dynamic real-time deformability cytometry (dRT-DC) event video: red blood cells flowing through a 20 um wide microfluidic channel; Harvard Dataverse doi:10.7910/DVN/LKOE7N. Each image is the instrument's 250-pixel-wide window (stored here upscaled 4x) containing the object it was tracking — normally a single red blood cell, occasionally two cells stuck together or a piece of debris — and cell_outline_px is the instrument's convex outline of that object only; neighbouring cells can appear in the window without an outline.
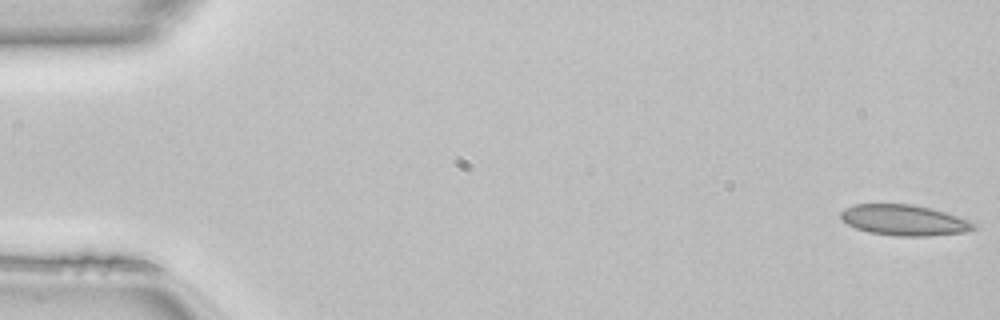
{"species": "common noctule bat (a hibernating species)", "species_latin": "Nyctalus noctula", "temperature_condition": "room temperature", "stored_images_in_passage": 49, "camera_frame_rate_fps": 3000, "um_per_image_px": 0.085, "animal": {"sex": "female", "body_mass_g": 22.7, "forearm_length_mm": 54.2}, "frame": {"image": 1, "passage_image": 1, "time_ms": 0.0, "image_size_px": [1000, 320], "cell_outline_px": [[976, 228], [968, 232], [928, 236], [896, 236], [868, 232], [856, 228], [840, 220], [840, 212], [844, 208], [856, 204], [912, 204], [932, 208], [968, 220], [976, 224]], "centroid_in_image_um": [76.84, 18.71], "position_along_channel_um": 8.2, "area_um2": 23.93}}
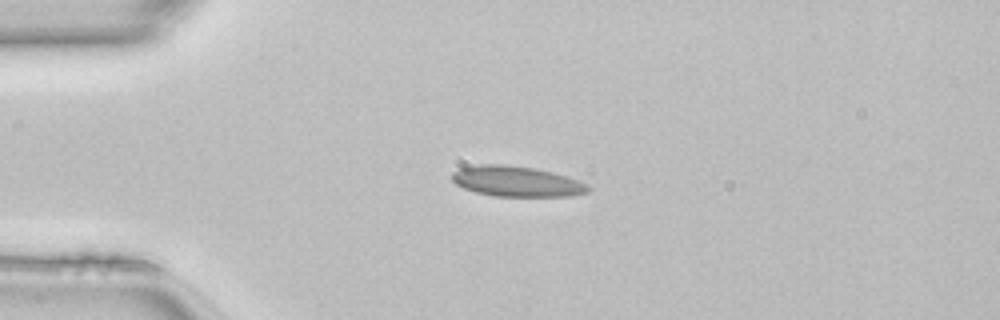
{"frame": {"image": 2, "passage_image": 12, "time_ms": 3.667, "image_size_px": [1000, 320], "cell_outline_px": [[592, 188], [588, 192], [572, 196], [492, 196], [476, 192], [464, 188], [456, 184], [452, 180], [452, 172], [460, 168], [480, 164], [504, 164], [532, 168], [552, 172], [580, 180], [588, 184]], "centroid_in_image_um": [43.94, 15.42], "position_along_channel_um": 41.1, "area_um2": 24.22}}
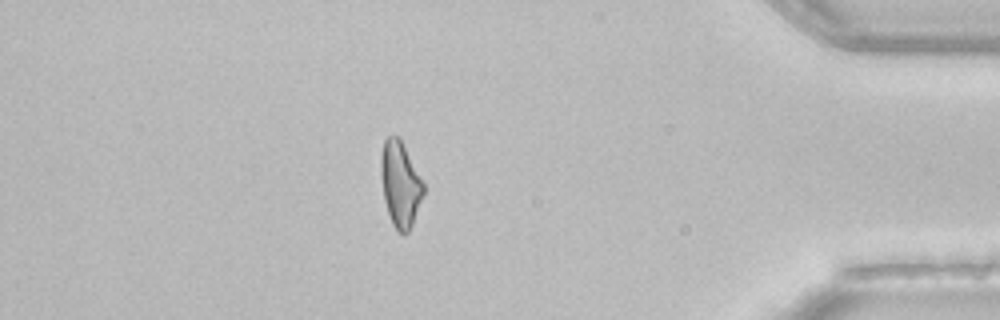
{"frame": {"image": 3, "passage_image": 43, "time_ms": 14.0, "image_size_px": [1000, 320], "cell_outline_px": [[424, 196], [412, 224], [408, 232], [404, 236], [392, 224], [384, 200], [380, 172], [380, 156], [384, 140], [388, 136], [400, 136], [424, 184]], "centroid_in_image_um": [34.02, 15.63], "position_along_channel_um": 401.2, "area_um2": 21.33}, "authors_computed_cell_mechanics": {"area_um2": 22.8888, "velocity_mm_per_s": 4.1429, "shape_relaxation_time_tau1_ms": null, "shape_relaxation_time_tau2_ms": 2.3257, "deformation_change_tau1": null, "deformation_change_tau2": 0.0753}}